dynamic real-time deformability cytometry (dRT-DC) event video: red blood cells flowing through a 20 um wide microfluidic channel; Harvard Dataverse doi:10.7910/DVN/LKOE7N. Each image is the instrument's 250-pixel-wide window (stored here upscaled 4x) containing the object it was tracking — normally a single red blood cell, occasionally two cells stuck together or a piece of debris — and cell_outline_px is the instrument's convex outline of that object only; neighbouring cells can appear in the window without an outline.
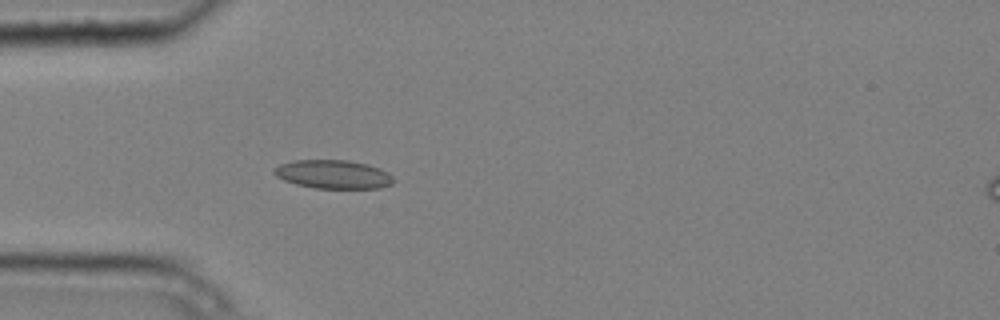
{"species": "common noctule bat (a hibernating species)", "species_latin": "Nyctalus noctula", "temperature_condition": "cold", "stored_images_in_passage": 3, "camera_frame_rate_fps": 3000, "um_per_image_px": 0.085, "animal": {"sex": "male", "body_mass_g": 20.4}, "frame": {"image": 1, "passage_image": 3, "time_ms": 0.667, "image_size_px": [1000, 320], "cell_outline_px": [[396, 180], [392, 184], [380, 188], [316, 188], [296, 184], [284, 180], [276, 176], [272, 172], [280, 164], [296, 160], [348, 160], [368, 164], [380, 168], [388, 172]], "centroid_in_image_um": [28.37, 14.82], "position_along_channel_um": 56.6, "area_um2": 19.94}}